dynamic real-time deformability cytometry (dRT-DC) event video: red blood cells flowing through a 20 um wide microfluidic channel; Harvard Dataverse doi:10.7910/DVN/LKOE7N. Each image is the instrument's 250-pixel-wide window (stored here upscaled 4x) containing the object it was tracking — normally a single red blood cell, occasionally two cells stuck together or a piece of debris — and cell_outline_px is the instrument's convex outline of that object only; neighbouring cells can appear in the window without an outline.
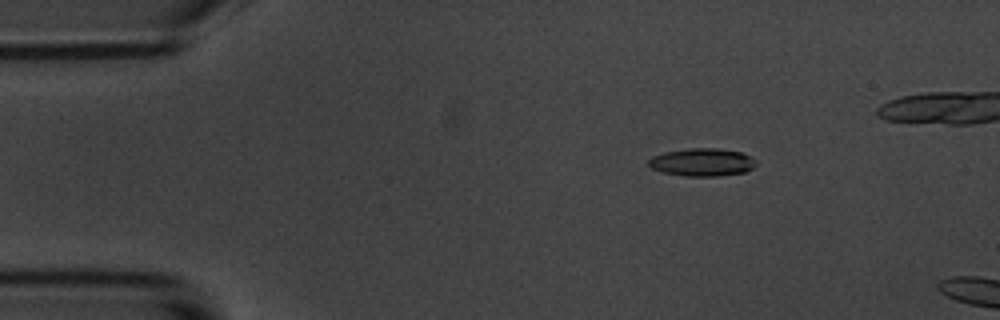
{"species": "common noctule bat (a hibernating species)", "species_latin": "Nyctalus noctula", "temperature_condition": "room temperature", "stored_images_in_passage": 5, "camera_frame_rate_fps": 3000, "um_per_image_px": 0.085, "animal": {"sex": "male", "body_mass_g": 20.1, "forearm_length_mm": 53.5}, "frame": {"image": 1, "passage_image": 1, "time_ms": 0.0, "image_size_px": [1000, 320], "cell_outline_px": [[756, 164], [752, 168], [744, 172], [716, 176], [684, 176], [664, 172], [652, 168], [648, 164], [648, 160], [652, 156], [664, 152], [688, 148], [716, 148], [740, 152], [756, 160]], "centroid_in_image_um": [59.66, 13.78], "position_along_channel_um": 25.3, "area_um2": 17.28}}